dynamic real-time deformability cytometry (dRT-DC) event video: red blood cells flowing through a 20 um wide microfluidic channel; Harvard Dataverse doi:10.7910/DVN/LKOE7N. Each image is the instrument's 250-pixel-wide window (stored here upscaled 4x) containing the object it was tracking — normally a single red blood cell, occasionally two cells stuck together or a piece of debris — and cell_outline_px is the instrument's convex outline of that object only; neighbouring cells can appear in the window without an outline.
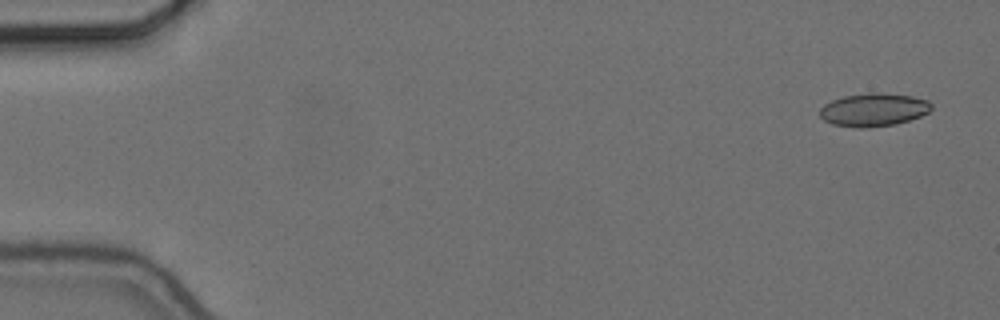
{"species": "common noctule bat (a hibernating species)", "species_latin": "Nyctalus noctula", "temperature_condition": "cold", "stored_images_in_passage": 56, "camera_frame_rate_fps": 3000, "um_per_image_px": 0.085, "animal": {"sex": "female", "body_mass_g": 24.6, "forearm_length_mm": 56.2}, "frame": {"image": 1, "passage_image": 3, "time_ms": 0.667, "image_size_px": [1000, 320], "cell_outline_px": [[932, 108], [928, 112], [920, 116], [896, 124], [868, 128], [856, 128], [832, 124], [824, 120], [820, 116], [820, 108], [824, 104], [832, 100], [844, 96], [868, 92], [876, 92], [912, 96], [928, 100], [932, 104]], "centroid_in_image_um": [74.25, 9.33], "position_along_channel_um": 10.8, "area_um2": 21.68}}
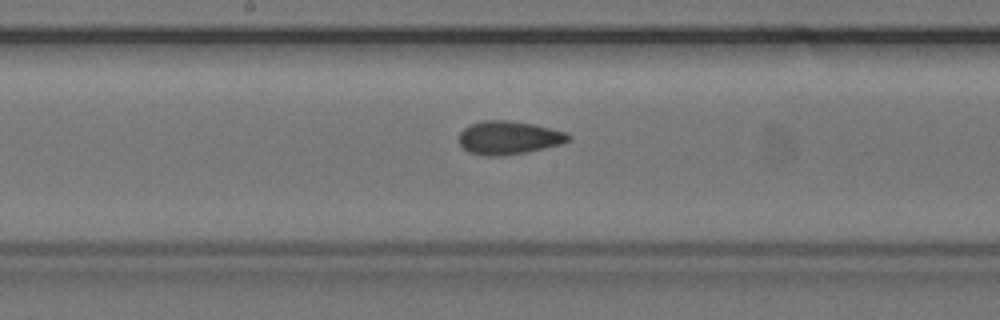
{"frame": {"image": 2, "passage_image": 30, "time_ms": 9.667, "image_size_px": [1000, 320], "cell_outline_px": [[572, 136], [568, 140], [560, 144], [524, 152], [500, 156], [484, 156], [468, 152], [460, 144], [460, 132], [464, 128], [472, 124], [484, 120], [508, 120], [532, 124], [568, 132]], "centroid_in_image_um": [43.23, 11.7], "position_along_channel_um": 205.0, "area_um2": 21.04}}
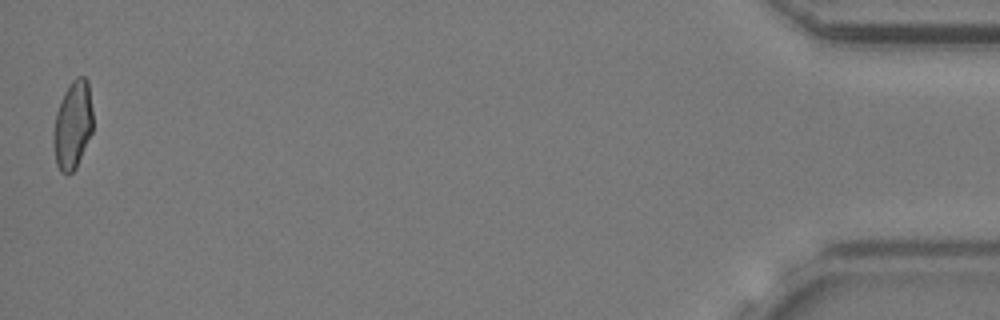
{"frame": {"image": 3, "passage_image": 56, "time_ms": 18.333, "image_size_px": [1000, 320], "cell_outline_px": [[92, 132], [76, 168], [68, 176], [60, 172], [56, 164], [52, 144], [52, 132], [56, 112], [64, 92], [72, 80], [76, 76], [84, 76], [88, 80], [92, 108]], "centroid_in_image_um": [6.16, 10.65], "position_along_channel_um": 429.0, "area_um2": 20.63}, "authors_computed_cell_mechanics": {"area_um2": 21.0392, "velocity_mm_per_s": 3.6759, "shape_relaxation_time_tau1_ms": 6.74, "shape_relaxation_time_tau2_ms": 2.1086, "deformation_change_tau1": 0.1504, "deformation_change_tau2": 0.0809}}